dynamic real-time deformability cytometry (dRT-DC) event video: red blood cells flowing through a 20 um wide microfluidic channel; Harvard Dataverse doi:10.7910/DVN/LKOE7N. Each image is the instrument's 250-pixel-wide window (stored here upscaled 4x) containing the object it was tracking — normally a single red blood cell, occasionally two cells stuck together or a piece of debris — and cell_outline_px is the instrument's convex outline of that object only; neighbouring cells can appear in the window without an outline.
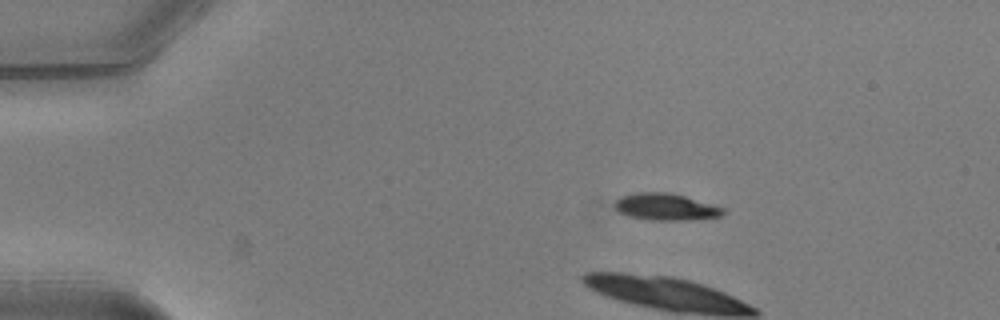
{"species": "common noctule bat (a hibernating species)", "species_latin": "Nyctalus noctula", "temperature_condition": "warm", "stored_images_in_passage": 43, "camera_frame_rate_fps": 3000, "um_per_image_px": 0.085, "animal": {"sex": "male", "body_mass_g": 20.5, "forearm_length_mm": 52.5}, "frame": {"image": 1, "passage_image": 1, "time_ms": 0.0, "image_size_px": [1000, 320], "cell_outline_px": [[728, 212], [720, 216], [688, 220], [652, 220], [632, 216], [620, 212], [612, 204], [620, 196], [636, 192], [668, 192], [684, 196], [712, 204], [724, 208]], "centroid_in_image_um": [56.6, 17.57], "position_along_channel_um": 28.4, "area_um2": 16.88}, "authors_computed_cell_mechanics": {"area_um2": 22.9466, "velocity_mm_per_s": 3.9459, "shape_relaxation_time_tau1_ms": 3.96, "shape_relaxation_time_tau2_ms": null, "deformation_change_tau1": 0.1354, "deformation_change_tau2": null}}